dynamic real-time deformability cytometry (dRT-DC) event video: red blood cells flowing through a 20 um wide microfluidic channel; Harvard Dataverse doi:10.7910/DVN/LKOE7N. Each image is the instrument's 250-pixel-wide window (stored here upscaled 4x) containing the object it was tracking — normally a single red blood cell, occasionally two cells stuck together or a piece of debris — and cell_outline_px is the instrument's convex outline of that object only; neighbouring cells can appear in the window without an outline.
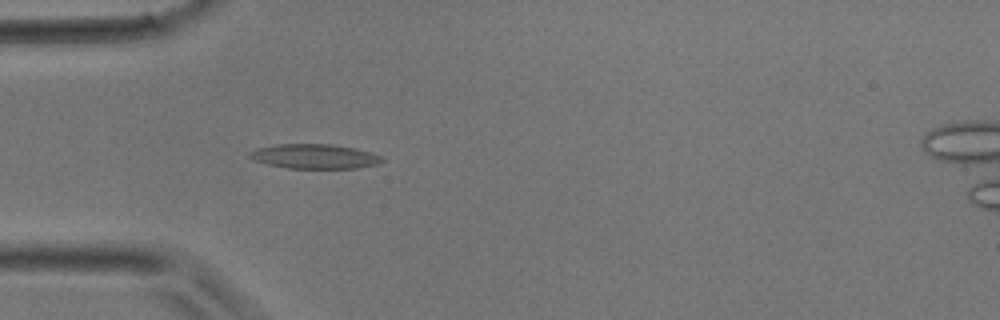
{"species": "common noctule bat (a hibernating species)", "species_latin": "Nyctalus noctula", "temperature_condition": "room temperature", "stored_images_in_passage": 28, "camera_frame_rate_fps": 3000, "um_per_image_px": 0.085, "animal": {"sex": "male", "body_mass_g": 17.9}, "frame": {"image": 1, "passage_image": 2, "time_ms": 0.333, "image_size_px": [1000, 320], "cell_outline_px": [[384, 160], [376, 164], [356, 168], [288, 168], [268, 164], [256, 160], [248, 156], [248, 152], [256, 148], [276, 144], [332, 144], [356, 148], [372, 152], [380, 156]], "centroid_in_image_um": [26.73, 13.28], "position_along_channel_um": 58.3, "area_um2": 18.9}}
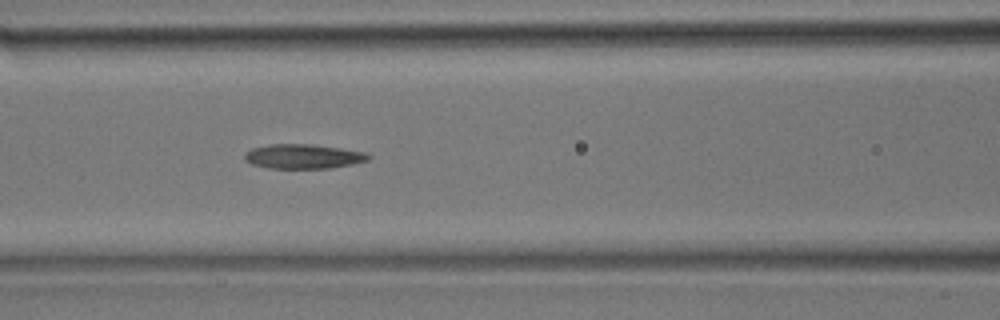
{"frame": {"image": 2, "passage_image": 7, "time_ms": 2.0, "image_size_px": [1000, 320], "cell_outline_px": [[372, 156], [368, 160], [352, 164], [328, 168], [268, 168], [252, 164], [244, 160], [244, 152], [252, 148], [268, 144], [312, 144], [368, 152]], "centroid_in_image_um": [25.77, 13.29], "position_along_channel_um": 140.8, "area_um2": 17.8}}
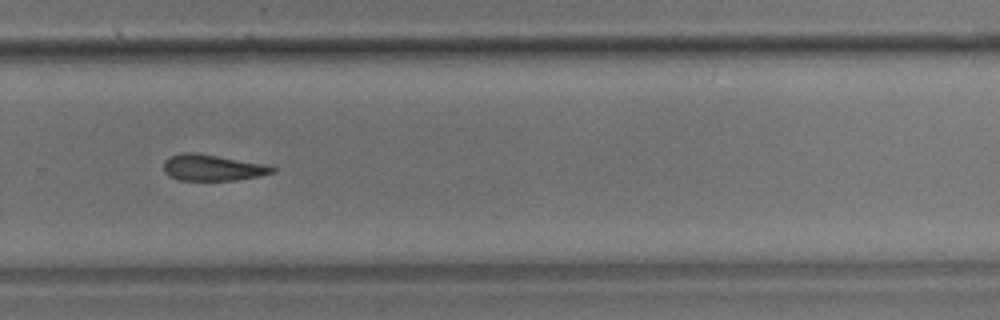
{"frame": {"image": 3, "passage_image": 17, "time_ms": 5.333, "image_size_px": [1000, 320], "cell_outline_px": [[276, 172], [260, 176], [236, 180], [176, 180], [168, 176], [164, 172], [164, 160], [168, 156], [180, 152], [192, 152], [268, 164], [276, 168]], "centroid_in_image_um": [18.05, 14.25], "position_along_channel_um": 311.8, "area_um2": 16.88}}